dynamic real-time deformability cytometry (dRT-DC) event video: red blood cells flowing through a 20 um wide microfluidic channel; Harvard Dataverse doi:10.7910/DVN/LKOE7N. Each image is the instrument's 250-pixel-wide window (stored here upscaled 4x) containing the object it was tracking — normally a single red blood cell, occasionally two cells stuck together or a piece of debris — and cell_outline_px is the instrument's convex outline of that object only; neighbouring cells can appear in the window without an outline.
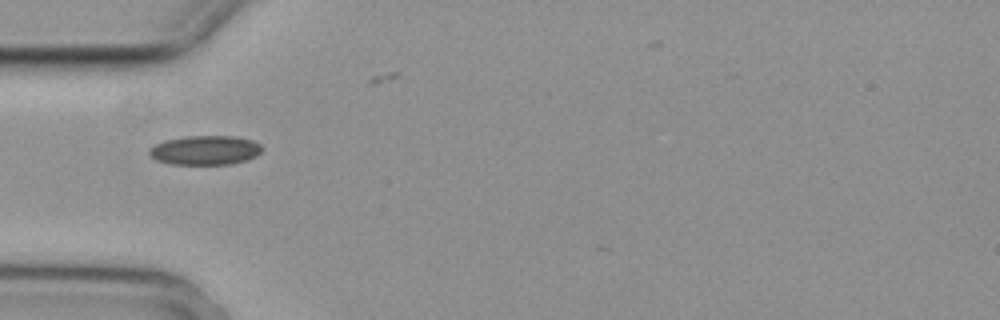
{"species": "common noctule bat (a hibernating species)", "species_latin": "Nyctalus noctula", "temperature_condition": "cold", "stored_images_in_passage": 7, "camera_frame_rate_fps": 3000, "um_per_image_px": 0.085, "animal": {"sex": "female", "body_mass_g": 29.2, "forearm_length_mm": 56.3}, "frame": {"image": 1, "passage_image": 6, "time_ms": 1.667, "image_size_px": [1000, 320], "cell_outline_px": [[264, 148], [256, 156], [232, 164], [172, 164], [156, 160], [148, 152], [148, 148], [164, 140], [188, 136], [236, 136], [252, 140], [260, 144]], "centroid_in_image_um": [17.44, 12.76], "position_along_channel_um": 67.6, "area_um2": 19.25}}